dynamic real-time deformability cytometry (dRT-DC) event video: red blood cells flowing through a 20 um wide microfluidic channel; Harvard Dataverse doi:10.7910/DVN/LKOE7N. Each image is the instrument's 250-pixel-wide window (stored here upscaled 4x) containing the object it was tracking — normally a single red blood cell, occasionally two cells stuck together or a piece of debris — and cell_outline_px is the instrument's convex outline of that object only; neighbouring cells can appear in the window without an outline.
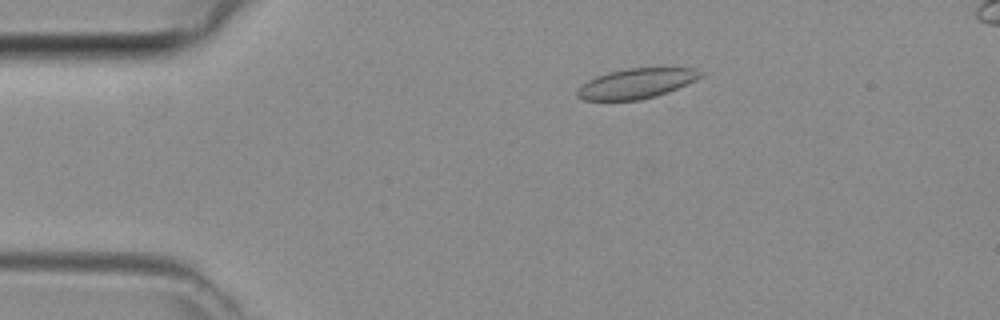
{"species": "common noctule bat (a hibernating species)", "species_latin": "Nyctalus noctula", "temperature_condition": "room temperature", "stored_images_in_passage": 48, "segment_of_instrument_passage": [1, 2], "camera_frame_rate_fps": 3000, "um_per_image_px": 0.085, "animal": {"sex": "female", "body_mass_g": 29.2, "forearm_length_mm": 56.3}, "frame": {"image": 1, "passage_image": 9, "time_ms": 2.667, "image_size_px": [1000, 320], "cell_outline_px": [[704, 76], [696, 80], [668, 92], [656, 96], [640, 100], [584, 100], [576, 96], [576, 92], [588, 80], [596, 76], [608, 72], [628, 68], [696, 68], [704, 72]], "centroid_in_image_um": [54.13, 7.09], "position_along_channel_um": 30.9, "area_um2": 21.56}}
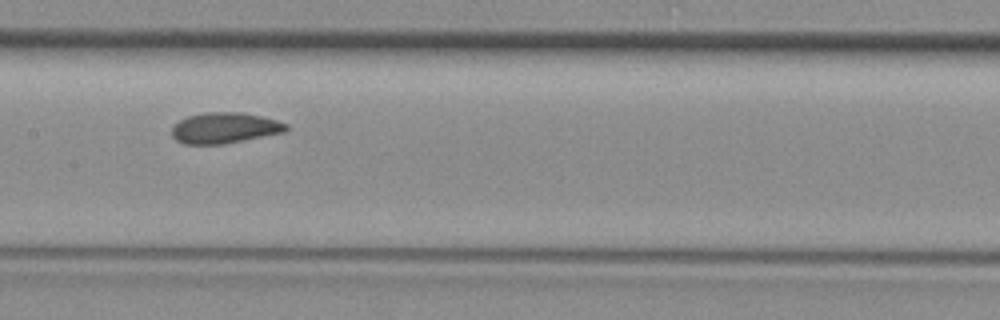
{"frame": {"image": 2, "passage_image": 23, "time_ms": 7.333, "image_size_px": [1000, 320], "cell_outline_px": [[288, 128], [284, 132], [224, 144], [184, 144], [176, 140], [172, 136], [172, 128], [180, 120], [188, 116], [204, 112], [240, 112], [260, 116], [276, 120], [288, 124]], "centroid_in_image_um": [19.08, 10.87], "position_along_channel_um": 188.3, "area_um2": 20.4}}
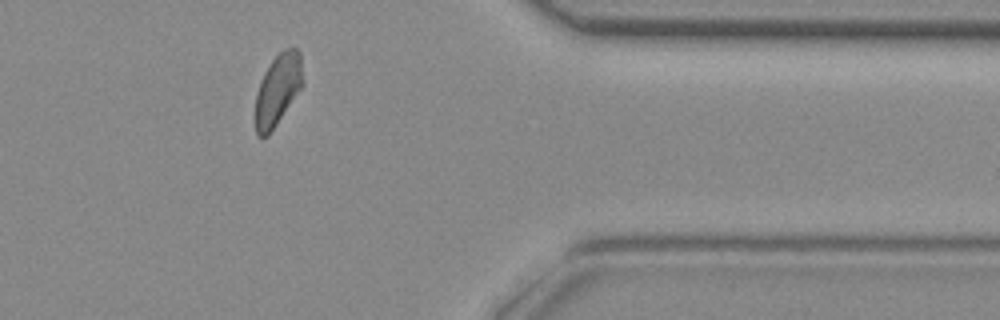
{"frame": {"image": 3, "passage_image": 38, "time_ms": 12.333, "image_size_px": [1000, 320], "cell_outline_px": [[304, 84], [268, 136], [260, 136], [256, 132], [256, 96], [260, 80], [264, 72], [272, 60], [284, 48], [296, 48], [300, 52], [304, 80]], "centroid_in_image_um": [23.64, 7.58], "position_along_channel_um": 387.8, "area_um2": 19.59}}